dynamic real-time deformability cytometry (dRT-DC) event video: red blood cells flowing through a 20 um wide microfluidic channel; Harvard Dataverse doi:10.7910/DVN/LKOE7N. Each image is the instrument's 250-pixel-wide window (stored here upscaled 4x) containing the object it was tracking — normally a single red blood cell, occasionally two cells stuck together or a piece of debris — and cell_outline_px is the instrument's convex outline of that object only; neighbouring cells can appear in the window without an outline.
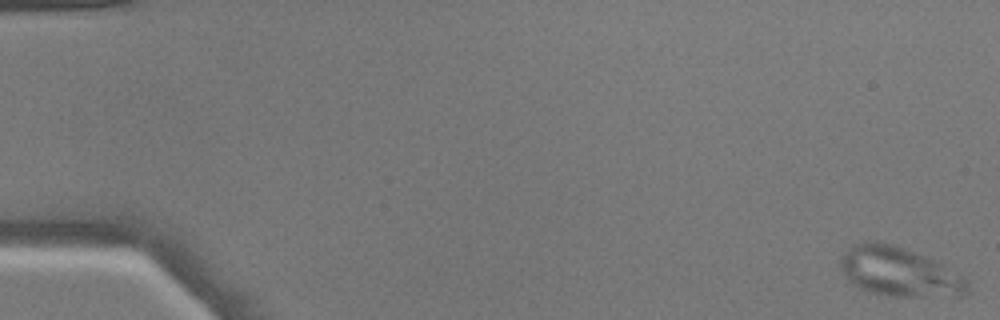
{"species": "common noctule bat (a hibernating species)", "species_latin": "Nyctalus noctula", "temperature_condition": "warm", "stored_images_in_passage": 7, "camera_frame_rate_fps": 3000, "um_per_image_px": 0.085, "animal": {"sex": "male", "body_mass_g": 17.9}, "frame": {"image": 1, "passage_image": 1, "time_ms": 0.0, "image_size_px": [1000, 320], "cell_outline_px": [[968, 292], [960, 296], [896, 296], [872, 292], [860, 288], [848, 280], [844, 276], [840, 268], [840, 256], [844, 252], [856, 244], [864, 240], [868, 240], [896, 244], [924, 256], [940, 264], [968, 280]], "centroid_in_image_um": [76.39, 23.09], "position_along_channel_um": 8.6, "area_um2": 36.13}}